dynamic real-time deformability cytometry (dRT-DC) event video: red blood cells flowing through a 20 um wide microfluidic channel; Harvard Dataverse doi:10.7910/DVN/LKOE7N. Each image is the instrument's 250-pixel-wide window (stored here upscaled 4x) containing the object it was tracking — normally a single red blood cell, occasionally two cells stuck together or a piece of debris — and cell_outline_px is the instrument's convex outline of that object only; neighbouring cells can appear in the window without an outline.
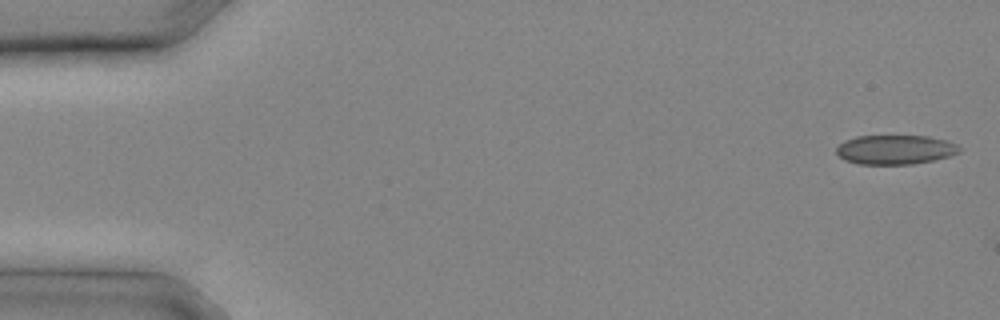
{"species": "common noctule bat (a hibernating species)", "species_latin": "Nyctalus noctula", "temperature_condition": "cold", "stored_images_in_passage": 7, "camera_frame_rate_fps": 3000, "um_per_image_px": 0.085, "animal": {"sex": "male", "body_mass_g": 20.4}, "frame": {"image": 1, "passage_image": 1, "time_ms": 0.0, "image_size_px": [1000, 320], "cell_outline_px": [[960, 152], [948, 156], [932, 160], [912, 164], [860, 164], [844, 160], [836, 152], [836, 148], [844, 140], [856, 136], [928, 136], [944, 140], [956, 144], [960, 148]], "centroid_in_image_um": [76.06, 12.72], "position_along_channel_um": 8.9, "area_um2": 20.87}}